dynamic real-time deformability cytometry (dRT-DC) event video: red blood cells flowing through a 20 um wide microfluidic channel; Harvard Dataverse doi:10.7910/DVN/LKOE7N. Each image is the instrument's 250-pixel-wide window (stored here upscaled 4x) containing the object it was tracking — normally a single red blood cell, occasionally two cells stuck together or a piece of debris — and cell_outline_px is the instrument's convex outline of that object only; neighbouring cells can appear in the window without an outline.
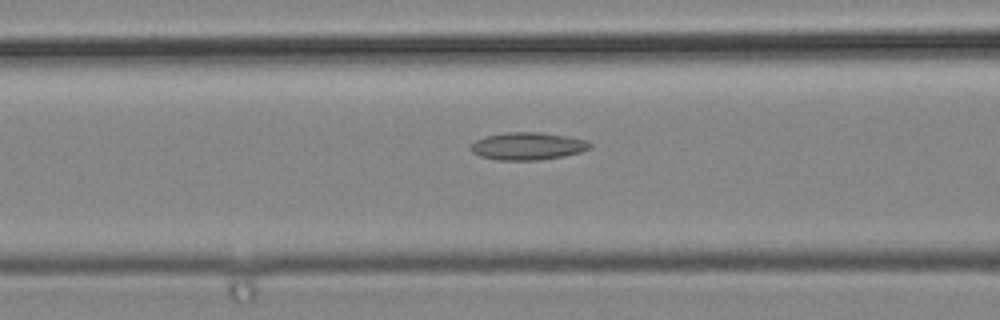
{"species": "common noctule bat (a hibernating species)", "species_latin": "Nyctalus noctula", "temperature_condition": "cold", "stored_images_in_passage": 27, "camera_frame_rate_fps": 3000, "um_per_image_px": 0.085, "animal": {"sex": "male", "body_mass_g": 19.2, "forearm_length_mm": 51.8}, "frame": {"image": 1, "passage_image": 14, "time_ms": 4.333, "image_size_px": [1000, 320], "cell_outline_px": [[592, 148], [580, 152], [564, 156], [540, 160], [496, 160], [480, 156], [472, 152], [468, 148], [476, 140], [484, 136], [504, 132], [544, 132], [568, 136], [588, 140], [592, 144]], "centroid_in_image_um": [44.87, 12.41], "position_along_channel_um": 121.7, "area_um2": 19.48}}
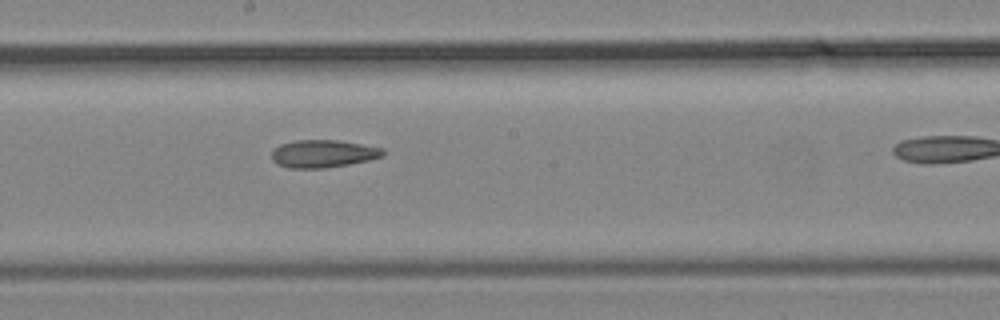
{"frame": {"image": 2, "passage_image": 21, "time_ms": 6.667, "image_size_px": [1000, 320], "cell_outline_px": [[384, 156], [368, 160], [348, 164], [324, 168], [288, 168], [276, 164], [272, 160], [272, 152], [280, 144], [296, 140], [336, 140], [384, 148]], "centroid_in_image_um": [27.45, 13.07], "position_along_channel_um": 220.8, "area_um2": 17.86}}
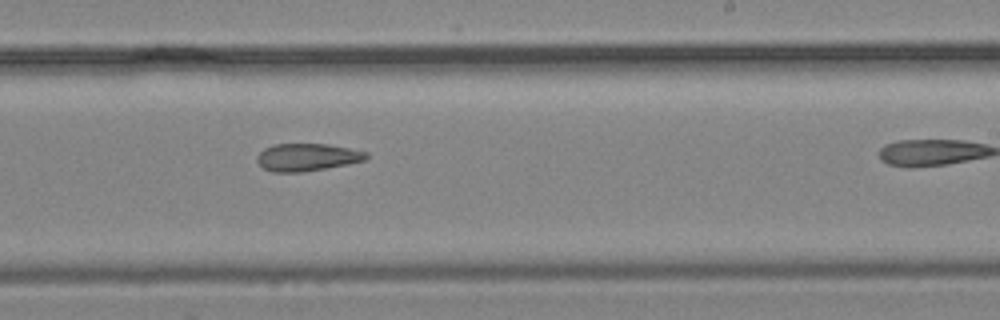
{"frame": {"image": 3, "passage_image": 24, "time_ms": 7.667, "image_size_px": [1000, 320], "cell_outline_px": [[368, 156], [364, 160], [348, 164], [304, 172], [272, 172], [264, 168], [256, 160], [256, 156], [264, 148], [272, 144], [328, 144], [368, 152]], "centroid_in_image_um": [26.08, 13.36], "position_along_channel_um": 262.9, "area_um2": 17.51}}